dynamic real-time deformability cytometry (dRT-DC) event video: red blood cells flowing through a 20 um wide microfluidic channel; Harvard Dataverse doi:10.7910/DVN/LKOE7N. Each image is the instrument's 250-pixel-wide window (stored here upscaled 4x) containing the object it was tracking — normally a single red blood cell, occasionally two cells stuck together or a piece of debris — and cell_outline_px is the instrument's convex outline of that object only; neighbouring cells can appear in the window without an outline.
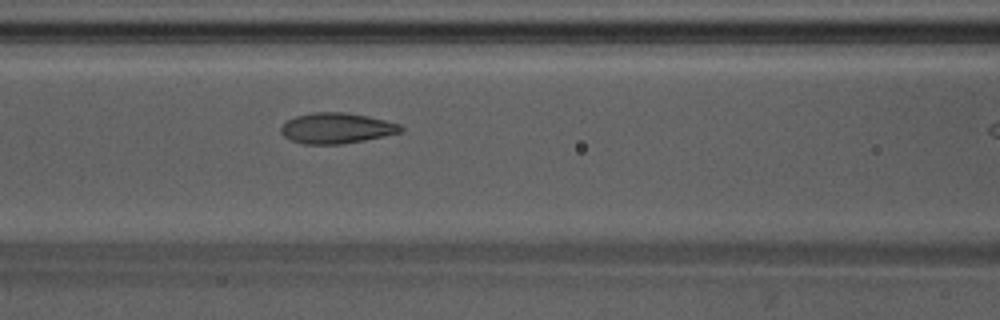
{"species": "Egyptian fruit bat (a non-hibernating species)", "species_latin": "Rousettus aegyptiacus", "temperature_condition": "warm", "stored_images_in_passage": 11, "camera_frame_rate_fps": 3000, "um_per_image_px": 0.085, "animal": {"sex": "male"}, "frame": {"image": 1, "passage_image": 10, "time_ms": 3.0, "image_size_px": [1000, 320], "cell_outline_px": [[404, 132], [364, 140], [340, 144], [304, 144], [292, 140], [284, 136], [280, 132], [280, 128], [288, 120], [296, 116], [312, 112], [344, 112], [368, 116], [400, 124], [404, 128]], "centroid_in_image_um": [28.63, 10.89], "position_along_channel_um": 138.0, "area_um2": 21.33}}